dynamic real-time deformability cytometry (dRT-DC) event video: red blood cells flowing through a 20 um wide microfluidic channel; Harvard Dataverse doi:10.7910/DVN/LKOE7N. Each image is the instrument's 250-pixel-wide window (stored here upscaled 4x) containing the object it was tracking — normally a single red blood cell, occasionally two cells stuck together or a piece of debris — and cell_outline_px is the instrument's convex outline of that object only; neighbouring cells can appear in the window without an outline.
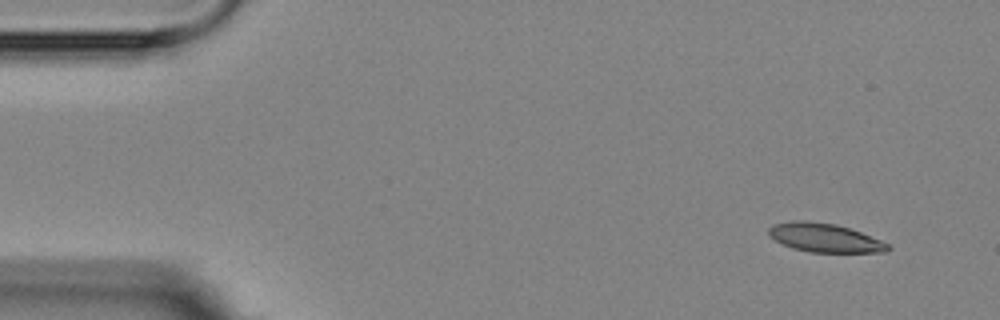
{"species": "Egyptian fruit bat (a non-hibernating species)", "species_latin": "Rousettus aegyptiacus", "temperature_condition": "room temperature", "stored_images_in_passage": 4, "camera_frame_rate_fps": 3000, "um_per_image_px": 0.085, "animal": {"sex": "female"}, "frame": {"image": 1, "passage_image": 1, "time_ms": 0.0, "image_size_px": [1000, 320], "cell_outline_px": [[892, 248], [888, 252], [808, 252], [792, 248], [768, 236], [768, 228], [772, 224], [792, 220], [804, 220], [836, 224], [860, 232], [880, 240], [888, 244]], "centroid_in_image_um": [70.07, 20.2], "position_along_channel_um": 14.9, "area_um2": 20.0}}
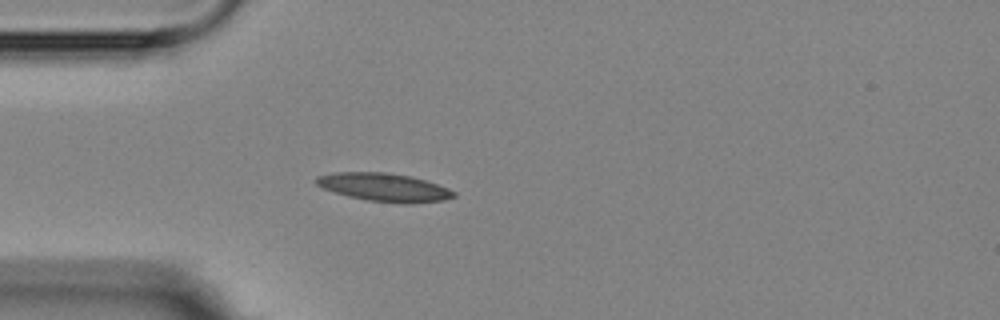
{"frame": {"image": 2, "passage_image": 4, "time_ms": 3.667, "image_size_px": [1000, 320], "cell_outline_px": [[456, 196], [444, 200], [408, 204], [404, 204], [368, 200], [348, 196], [324, 188], [316, 184], [316, 176], [336, 172], [384, 172], [408, 176], [424, 180], [448, 188], [456, 192]], "centroid_in_image_um": [32.67, 15.92], "position_along_channel_um": 52.3, "area_um2": 22.37}}